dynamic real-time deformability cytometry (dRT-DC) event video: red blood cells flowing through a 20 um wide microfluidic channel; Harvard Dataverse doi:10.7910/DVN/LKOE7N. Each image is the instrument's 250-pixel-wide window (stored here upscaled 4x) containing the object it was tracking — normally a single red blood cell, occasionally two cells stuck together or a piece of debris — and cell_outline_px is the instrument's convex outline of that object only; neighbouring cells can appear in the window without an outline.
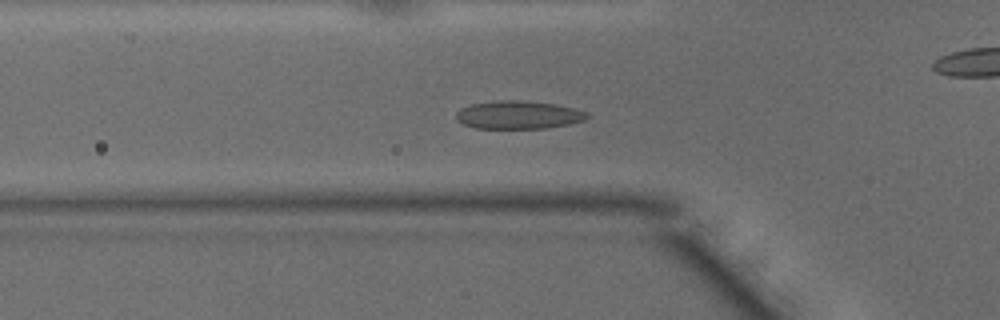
{"species": "common noctule bat (a hibernating species)", "species_latin": "Nyctalus noctula", "temperature_condition": "warm", "stored_images_in_passage": 46, "camera_frame_rate_fps": 3000, "um_per_image_px": 0.085, "animal": {"sex": "male", "body_mass_g": 15.6}, "frame": {"image": 1, "passage_image": 12, "time_ms": 3.667, "image_size_px": [1000, 320], "cell_outline_px": [[588, 116], [584, 120], [568, 124], [544, 128], [476, 128], [464, 124], [456, 120], [456, 112], [460, 108], [472, 104], [496, 100], [520, 100], [556, 104], [588, 112]], "centroid_in_image_um": [44.03, 9.76], "position_along_channel_um": 81.8, "area_um2": 21.33}}
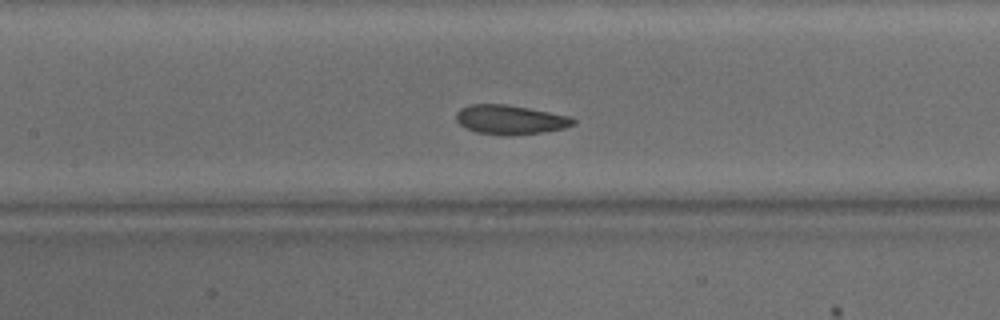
{"frame": {"image": 2, "passage_image": 18, "time_ms": 5.667, "image_size_px": [1000, 320], "cell_outline_px": [[576, 124], [564, 128], [544, 132], [476, 132], [464, 128], [456, 120], [456, 112], [460, 108], [468, 104], [508, 104], [568, 116], [576, 120]], "centroid_in_image_um": [43.33, 10.11], "position_along_channel_um": 164.1, "area_um2": 19.13}}
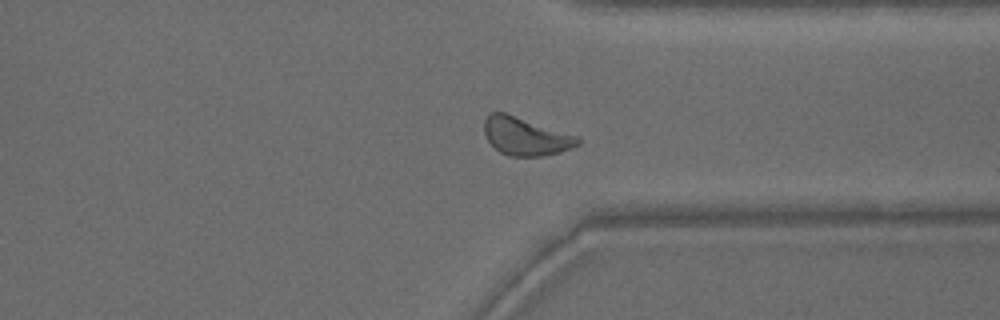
{"frame": {"image": 3, "passage_image": 33, "time_ms": 10.667, "image_size_px": [1000, 320], "cell_outline_px": [[580, 144], [572, 148], [560, 152], [540, 156], [508, 156], [500, 152], [488, 140], [484, 132], [484, 120], [488, 112], [508, 112], [580, 136]], "centroid_in_image_um": [44.7, 11.55], "position_along_channel_um": 366.7, "area_um2": 21.21}, "authors_computed_cell_mechanics": {"area_um2": 20.7213, "velocity_mm_per_s": 4.0714, "shape_relaxation_time_tau1_ms": 2.1904, "shape_relaxation_time_tau2_ms": 1.9088, "deformation_change_tau1": 0.0683, "deformation_change_tau2": 0.0617}}